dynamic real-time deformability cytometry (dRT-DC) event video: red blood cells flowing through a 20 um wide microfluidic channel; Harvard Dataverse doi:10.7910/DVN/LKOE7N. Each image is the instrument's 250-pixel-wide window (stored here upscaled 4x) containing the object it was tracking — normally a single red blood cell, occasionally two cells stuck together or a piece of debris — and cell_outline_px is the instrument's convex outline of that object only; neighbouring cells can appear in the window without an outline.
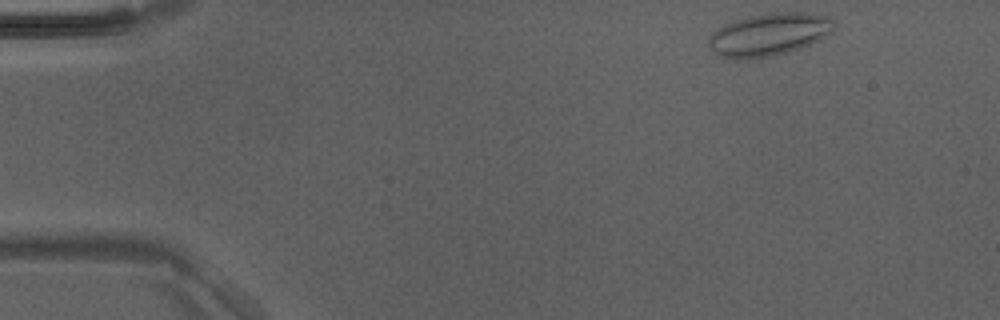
{"species": "Egyptian fruit bat (a non-hibernating species)", "species_latin": "Rousettus aegyptiacus", "temperature_condition": "room temperature", "stored_images_in_passage": 43, "camera_frame_rate_fps": 3000, "um_per_image_px": 0.085, "animal": {"sex": "male"}, "frame": {"image": 1, "passage_image": 1, "time_ms": 0.0, "image_size_px": [1000, 320], "cell_outline_px": [[836, 24], [832, 32], [820, 40], [800, 48], [772, 56], [744, 60], [720, 56], [708, 48], [708, 36], [716, 28], [724, 24], [736, 20], [768, 12], [804, 12], [828, 16]], "centroid_in_image_um": [65.35, 2.93], "position_along_channel_um": 19.6, "area_um2": 31.44}}
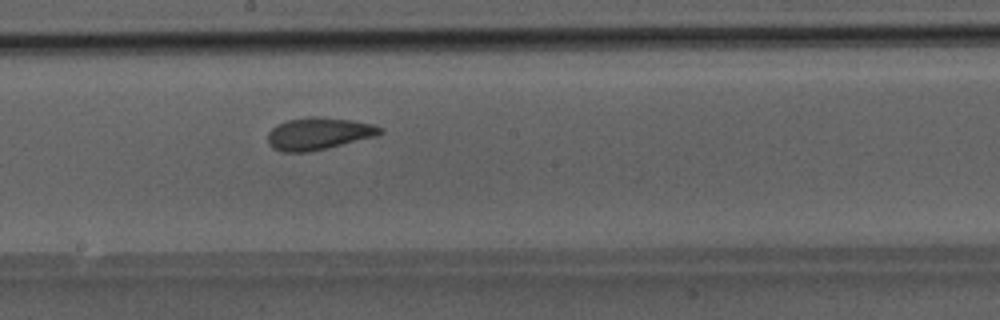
{"frame": {"image": 2, "passage_image": 22, "time_ms": 7.0, "image_size_px": [1000, 320], "cell_outline_px": [[384, 132], [376, 136], [328, 148], [308, 152], [280, 152], [272, 148], [268, 144], [268, 132], [276, 124], [288, 120], [308, 116], [320, 116], [352, 120], [372, 124], [384, 128]], "centroid_in_image_um": [27.07, 11.35], "position_along_channel_um": 221.1, "area_um2": 21.39}}
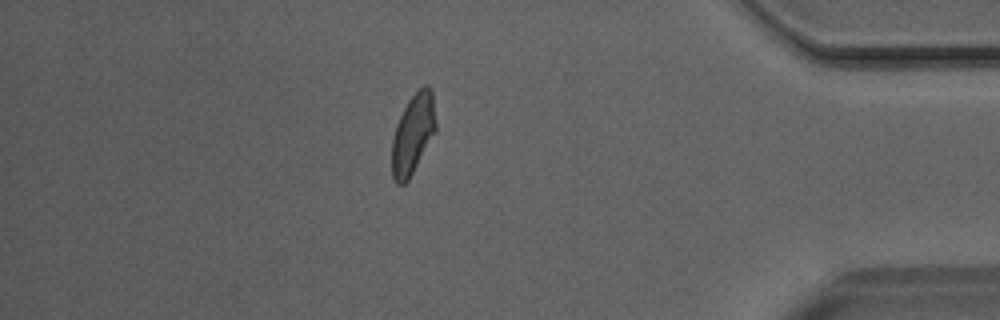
{"frame": {"image": 3, "passage_image": 37, "time_ms": 12.0, "image_size_px": [1000, 320], "cell_outline_px": [[436, 132], [408, 180], [404, 184], [396, 184], [392, 176], [392, 140], [396, 124], [408, 100], [424, 84], [428, 84], [432, 88], [436, 124]], "centroid_in_image_um": [35.11, 11.37], "position_along_channel_um": 400.1, "area_um2": 20.52}}